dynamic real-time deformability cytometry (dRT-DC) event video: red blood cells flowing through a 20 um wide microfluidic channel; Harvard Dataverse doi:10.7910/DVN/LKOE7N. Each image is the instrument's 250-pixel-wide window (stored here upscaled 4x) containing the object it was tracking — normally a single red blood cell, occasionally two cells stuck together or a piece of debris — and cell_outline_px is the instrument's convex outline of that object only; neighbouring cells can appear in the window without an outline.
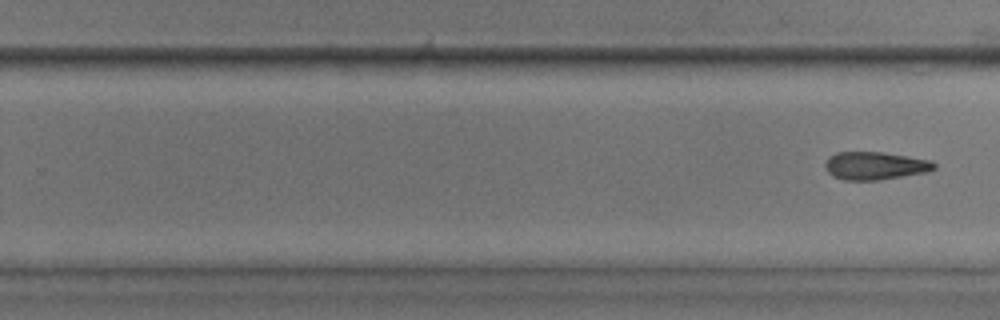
{"species": "common noctule bat (a hibernating species)", "species_latin": "Nyctalus noctula", "temperature_condition": "room temperature", "stored_images_in_passage": 22, "segment_of_instrument_passage": [2, 2], "camera_frame_rate_fps": 3000, "um_per_image_px": 0.085, "animal": {"sex": "male", "body_mass_g": 17.9, "forearm_length_mm": 54.2}, "frame": {"image": 1, "passage_image": 22, "time_ms": 1674.667, "image_size_px": [1000, 320], "cell_outline_px": [[936, 168], [928, 172], [880, 180], [844, 180], [832, 176], [824, 168], [824, 164], [828, 156], [836, 152], [880, 152], [932, 160], [936, 164]], "centroid_in_image_um": [74.36, 14.09], "position_along_channel_um": 255.4, "area_um2": 17.92}}